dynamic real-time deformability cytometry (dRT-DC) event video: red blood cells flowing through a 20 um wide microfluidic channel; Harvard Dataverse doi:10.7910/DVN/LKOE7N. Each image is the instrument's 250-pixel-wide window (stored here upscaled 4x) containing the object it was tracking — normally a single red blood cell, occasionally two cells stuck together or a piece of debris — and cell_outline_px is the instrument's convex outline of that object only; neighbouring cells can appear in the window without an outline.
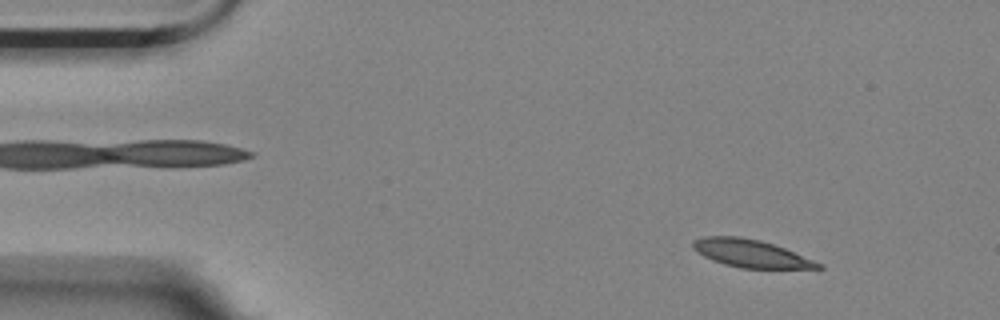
{"species": "Egyptian fruit bat (a non-hibernating species)", "species_latin": "Rousettus aegyptiacus", "temperature_condition": "room temperature", "stored_images_in_passage": 9, "camera_frame_rate_fps": 3000, "um_per_image_px": 0.085, "animal": {"sex": "female"}, "frame": {"image": 1, "passage_image": 1, "time_ms": 0.0, "image_size_px": [1000, 320], "cell_outline_px": [[824, 268], [740, 268], [724, 264], [712, 260], [704, 256], [692, 248], [692, 240], [704, 236], [740, 236], [760, 240], [784, 248], [824, 264]], "centroid_in_image_um": [63.8, 21.53], "position_along_channel_um": 21.2, "area_um2": 20.17}}
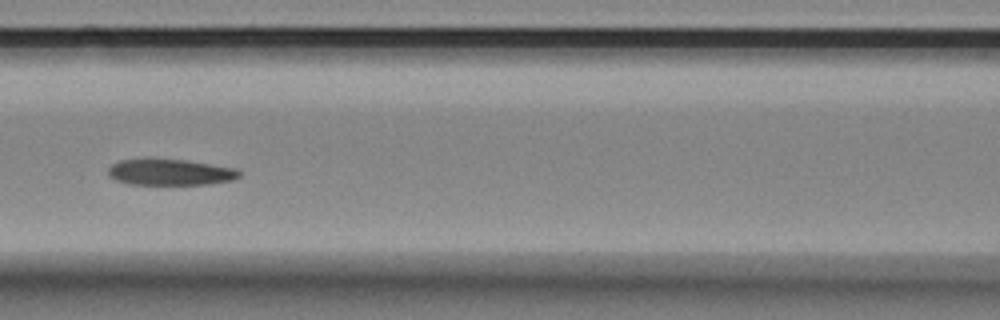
{"frame": {"image": 2, "passage_image": 6, "time_ms": 1.667, "image_size_px": [1000, 320], "cell_outline_px": [[240, 176], [232, 180], [208, 184], [128, 184], [116, 180], [108, 176], [108, 168], [112, 164], [120, 160], [144, 156], [148, 156], [184, 160], [240, 168]], "centroid_in_image_um": [14.42, 14.59], "position_along_channel_um": 152.2, "area_um2": 20.75}}
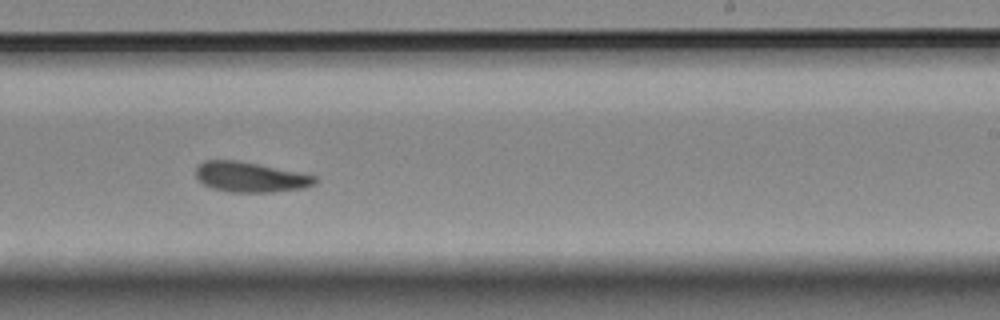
{"frame": {"image": 3, "passage_image": 9, "time_ms": 2.667, "image_size_px": [1000, 320], "cell_outline_px": [[316, 184], [304, 188], [272, 192], [228, 192], [212, 188], [204, 184], [196, 176], [196, 168], [204, 160], [236, 160], [316, 176]], "centroid_in_image_um": [21.26, 15.06], "position_along_channel_um": 267.7, "area_um2": 20.63}}